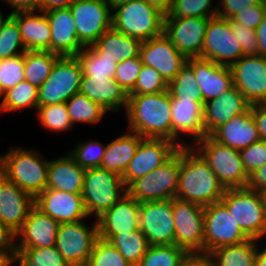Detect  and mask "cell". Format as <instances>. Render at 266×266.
<instances>
[{"label": "cell", "mask_w": 266, "mask_h": 266, "mask_svg": "<svg viewBox=\"0 0 266 266\" xmlns=\"http://www.w3.org/2000/svg\"><path fill=\"white\" fill-rule=\"evenodd\" d=\"M220 202L250 239L266 236V212L260 192L248 187L228 188Z\"/></svg>", "instance_id": "5b68a950"}, {"label": "cell", "mask_w": 266, "mask_h": 266, "mask_svg": "<svg viewBox=\"0 0 266 266\" xmlns=\"http://www.w3.org/2000/svg\"><path fill=\"white\" fill-rule=\"evenodd\" d=\"M34 198L0 173V222L14 236L23 226Z\"/></svg>", "instance_id": "ffe728a7"}, {"label": "cell", "mask_w": 266, "mask_h": 266, "mask_svg": "<svg viewBox=\"0 0 266 266\" xmlns=\"http://www.w3.org/2000/svg\"><path fill=\"white\" fill-rule=\"evenodd\" d=\"M132 266H137L150 246L140 229L130 233L115 234L109 240Z\"/></svg>", "instance_id": "d590c367"}, {"label": "cell", "mask_w": 266, "mask_h": 266, "mask_svg": "<svg viewBox=\"0 0 266 266\" xmlns=\"http://www.w3.org/2000/svg\"><path fill=\"white\" fill-rule=\"evenodd\" d=\"M182 266H215L208 255L193 254L190 255Z\"/></svg>", "instance_id": "6125c7cd"}, {"label": "cell", "mask_w": 266, "mask_h": 266, "mask_svg": "<svg viewBox=\"0 0 266 266\" xmlns=\"http://www.w3.org/2000/svg\"><path fill=\"white\" fill-rule=\"evenodd\" d=\"M210 137L217 143L238 151L260 140L251 109L221 125Z\"/></svg>", "instance_id": "f1b7e54d"}, {"label": "cell", "mask_w": 266, "mask_h": 266, "mask_svg": "<svg viewBox=\"0 0 266 266\" xmlns=\"http://www.w3.org/2000/svg\"><path fill=\"white\" fill-rule=\"evenodd\" d=\"M4 94H5V92L1 89V87H0V98H2V101H1V103H0V111L1 112H3V108H4Z\"/></svg>", "instance_id": "2644e50d"}, {"label": "cell", "mask_w": 266, "mask_h": 266, "mask_svg": "<svg viewBox=\"0 0 266 266\" xmlns=\"http://www.w3.org/2000/svg\"><path fill=\"white\" fill-rule=\"evenodd\" d=\"M66 107L73 125L76 122L95 124L99 122L107 112L100 104L93 102L81 92L73 95L66 102Z\"/></svg>", "instance_id": "74e56055"}, {"label": "cell", "mask_w": 266, "mask_h": 266, "mask_svg": "<svg viewBox=\"0 0 266 266\" xmlns=\"http://www.w3.org/2000/svg\"><path fill=\"white\" fill-rule=\"evenodd\" d=\"M186 63L194 71L204 103L217 98L233 86V75L230 66L220 65L200 57L187 58Z\"/></svg>", "instance_id": "cb8c5ba5"}, {"label": "cell", "mask_w": 266, "mask_h": 266, "mask_svg": "<svg viewBox=\"0 0 266 266\" xmlns=\"http://www.w3.org/2000/svg\"><path fill=\"white\" fill-rule=\"evenodd\" d=\"M229 20L231 22L233 34L241 45L244 56H257L258 44L255 30L234 22L232 19Z\"/></svg>", "instance_id": "f5cc1de1"}, {"label": "cell", "mask_w": 266, "mask_h": 266, "mask_svg": "<svg viewBox=\"0 0 266 266\" xmlns=\"http://www.w3.org/2000/svg\"><path fill=\"white\" fill-rule=\"evenodd\" d=\"M171 112L172 142H176L179 147L186 146L177 142V138L182 133L192 135L191 139L194 144L196 141L206 137L203 122L204 106L200 102L187 99L177 100L171 96Z\"/></svg>", "instance_id": "4316f807"}, {"label": "cell", "mask_w": 266, "mask_h": 266, "mask_svg": "<svg viewBox=\"0 0 266 266\" xmlns=\"http://www.w3.org/2000/svg\"><path fill=\"white\" fill-rule=\"evenodd\" d=\"M109 5L111 6V9H113L116 6H120L122 4H126L135 0H107Z\"/></svg>", "instance_id": "89a4df30"}, {"label": "cell", "mask_w": 266, "mask_h": 266, "mask_svg": "<svg viewBox=\"0 0 266 266\" xmlns=\"http://www.w3.org/2000/svg\"><path fill=\"white\" fill-rule=\"evenodd\" d=\"M11 14L16 20L27 51H51V28L45 12Z\"/></svg>", "instance_id": "f546056e"}, {"label": "cell", "mask_w": 266, "mask_h": 266, "mask_svg": "<svg viewBox=\"0 0 266 266\" xmlns=\"http://www.w3.org/2000/svg\"><path fill=\"white\" fill-rule=\"evenodd\" d=\"M74 2L75 0H39V12L69 8Z\"/></svg>", "instance_id": "91938a15"}, {"label": "cell", "mask_w": 266, "mask_h": 266, "mask_svg": "<svg viewBox=\"0 0 266 266\" xmlns=\"http://www.w3.org/2000/svg\"><path fill=\"white\" fill-rule=\"evenodd\" d=\"M48 164L37 151L22 147L0 155V173L34 199L47 187Z\"/></svg>", "instance_id": "3957f363"}, {"label": "cell", "mask_w": 266, "mask_h": 266, "mask_svg": "<svg viewBox=\"0 0 266 266\" xmlns=\"http://www.w3.org/2000/svg\"><path fill=\"white\" fill-rule=\"evenodd\" d=\"M24 54L0 59V87L6 92L25 80Z\"/></svg>", "instance_id": "681fc988"}, {"label": "cell", "mask_w": 266, "mask_h": 266, "mask_svg": "<svg viewBox=\"0 0 266 266\" xmlns=\"http://www.w3.org/2000/svg\"><path fill=\"white\" fill-rule=\"evenodd\" d=\"M213 0H174L170 12L164 17H202L217 16V7L211 10Z\"/></svg>", "instance_id": "f6af8a7d"}, {"label": "cell", "mask_w": 266, "mask_h": 266, "mask_svg": "<svg viewBox=\"0 0 266 266\" xmlns=\"http://www.w3.org/2000/svg\"><path fill=\"white\" fill-rule=\"evenodd\" d=\"M246 187L257 192L266 190V164L249 175Z\"/></svg>", "instance_id": "6f0895ef"}, {"label": "cell", "mask_w": 266, "mask_h": 266, "mask_svg": "<svg viewBox=\"0 0 266 266\" xmlns=\"http://www.w3.org/2000/svg\"><path fill=\"white\" fill-rule=\"evenodd\" d=\"M195 143L198 147H192L207 162L225 189L247 186L249 176L238 150L217 143L210 136Z\"/></svg>", "instance_id": "ba28073f"}, {"label": "cell", "mask_w": 266, "mask_h": 266, "mask_svg": "<svg viewBox=\"0 0 266 266\" xmlns=\"http://www.w3.org/2000/svg\"><path fill=\"white\" fill-rule=\"evenodd\" d=\"M141 41L132 38L113 27L104 32L99 39L89 47L99 56L115 59V62L138 57Z\"/></svg>", "instance_id": "1f68e13d"}, {"label": "cell", "mask_w": 266, "mask_h": 266, "mask_svg": "<svg viewBox=\"0 0 266 266\" xmlns=\"http://www.w3.org/2000/svg\"><path fill=\"white\" fill-rule=\"evenodd\" d=\"M4 19H5V18L3 17V14H2L1 11H0V25H1V23L3 22Z\"/></svg>", "instance_id": "753ad0ef"}, {"label": "cell", "mask_w": 266, "mask_h": 266, "mask_svg": "<svg viewBox=\"0 0 266 266\" xmlns=\"http://www.w3.org/2000/svg\"><path fill=\"white\" fill-rule=\"evenodd\" d=\"M168 90V83L154 68L144 65L137 77L134 89L128 95L156 94Z\"/></svg>", "instance_id": "c3c4849f"}, {"label": "cell", "mask_w": 266, "mask_h": 266, "mask_svg": "<svg viewBox=\"0 0 266 266\" xmlns=\"http://www.w3.org/2000/svg\"><path fill=\"white\" fill-rule=\"evenodd\" d=\"M140 203L125 194L99 218V238L109 241L115 234L130 233L139 229Z\"/></svg>", "instance_id": "603a6c76"}, {"label": "cell", "mask_w": 266, "mask_h": 266, "mask_svg": "<svg viewBox=\"0 0 266 266\" xmlns=\"http://www.w3.org/2000/svg\"><path fill=\"white\" fill-rule=\"evenodd\" d=\"M172 211L175 227L174 244L185 249L190 255H203L204 207L173 198Z\"/></svg>", "instance_id": "8fae6325"}, {"label": "cell", "mask_w": 266, "mask_h": 266, "mask_svg": "<svg viewBox=\"0 0 266 266\" xmlns=\"http://www.w3.org/2000/svg\"><path fill=\"white\" fill-rule=\"evenodd\" d=\"M248 176L266 164V141L259 140L239 151Z\"/></svg>", "instance_id": "816d5d0a"}, {"label": "cell", "mask_w": 266, "mask_h": 266, "mask_svg": "<svg viewBox=\"0 0 266 266\" xmlns=\"http://www.w3.org/2000/svg\"><path fill=\"white\" fill-rule=\"evenodd\" d=\"M3 106V112H11L24 108L37 110L38 88L25 80L18 83L15 87L5 92Z\"/></svg>", "instance_id": "b9f144b4"}, {"label": "cell", "mask_w": 266, "mask_h": 266, "mask_svg": "<svg viewBox=\"0 0 266 266\" xmlns=\"http://www.w3.org/2000/svg\"><path fill=\"white\" fill-rule=\"evenodd\" d=\"M139 229L149 245L174 244L172 199L140 203Z\"/></svg>", "instance_id": "2e32d148"}, {"label": "cell", "mask_w": 266, "mask_h": 266, "mask_svg": "<svg viewBox=\"0 0 266 266\" xmlns=\"http://www.w3.org/2000/svg\"><path fill=\"white\" fill-rule=\"evenodd\" d=\"M59 57L51 51H26L24 53L25 81L39 88L50 75L53 64Z\"/></svg>", "instance_id": "e575fe53"}, {"label": "cell", "mask_w": 266, "mask_h": 266, "mask_svg": "<svg viewBox=\"0 0 266 266\" xmlns=\"http://www.w3.org/2000/svg\"><path fill=\"white\" fill-rule=\"evenodd\" d=\"M69 8L83 46L92 45L112 27V9L107 0H75Z\"/></svg>", "instance_id": "5bb4252c"}, {"label": "cell", "mask_w": 266, "mask_h": 266, "mask_svg": "<svg viewBox=\"0 0 266 266\" xmlns=\"http://www.w3.org/2000/svg\"><path fill=\"white\" fill-rule=\"evenodd\" d=\"M14 246H0V266H11Z\"/></svg>", "instance_id": "03108f58"}, {"label": "cell", "mask_w": 266, "mask_h": 266, "mask_svg": "<svg viewBox=\"0 0 266 266\" xmlns=\"http://www.w3.org/2000/svg\"><path fill=\"white\" fill-rule=\"evenodd\" d=\"M98 238L97 221L91 229L82 220L61 223L55 247L70 266H86Z\"/></svg>", "instance_id": "7c38bea8"}, {"label": "cell", "mask_w": 266, "mask_h": 266, "mask_svg": "<svg viewBox=\"0 0 266 266\" xmlns=\"http://www.w3.org/2000/svg\"><path fill=\"white\" fill-rule=\"evenodd\" d=\"M195 78L193 69L186 63L174 79L168 83L170 95L177 100H195L204 106L201 92Z\"/></svg>", "instance_id": "60d3db41"}, {"label": "cell", "mask_w": 266, "mask_h": 266, "mask_svg": "<svg viewBox=\"0 0 266 266\" xmlns=\"http://www.w3.org/2000/svg\"><path fill=\"white\" fill-rule=\"evenodd\" d=\"M143 137L129 131L106 145L101 168L122 176Z\"/></svg>", "instance_id": "d6a6232c"}, {"label": "cell", "mask_w": 266, "mask_h": 266, "mask_svg": "<svg viewBox=\"0 0 266 266\" xmlns=\"http://www.w3.org/2000/svg\"><path fill=\"white\" fill-rule=\"evenodd\" d=\"M189 256L175 244L150 245L137 266H182Z\"/></svg>", "instance_id": "8d00e7d4"}, {"label": "cell", "mask_w": 266, "mask_h": 266, "mask_svg": "<svg viewBox=\"0 0 266 266\" xmlns=\"http://www.w3.org/2000/svg\"><path fill=\"white\" fill-rule=\"evenodd\" d=\"M30 265L33 266H70L55 246L41 248H14Z\"/></svg>", "instance_id": "7dc6e473"}, {"label": "cell", "mask_w": 266, "mask_h": 266, "mask_svg": "<svg viewBox=\"0 0 266 266\" xmlns=\"http://www.w3.org/2000/svg\"><path fill=\"white\" fill-rule=\"evenodd\" d=\"M37 112L41 125L48 130L66 131L73 126L66 103L38 106Z\"/></svg>", "instance_id": "7bdbcfd3"}, {"label": "cell", "mask_w": 266, "mask_h": 266, "mask_svg": "<svg viewBox=\"0 0 266 266\" xmlns=\"http://www.w3.org/2000/svg\"><path fill=\"white\" fill-rule=\"evenodd\" d=\"M258 239L222 246L213 250L208 256L215 266H254Z\"/></svg>", "instance_id": "836d02e7"}, {"label": "cell", "mask_w": 266, "mask_h": 266, "mask_svg": "<svg viewBox=\"0 0 266 266\" xmlns=\"http://www.w3.org/2000/svg\"><path fill=\"white\" fill-rule=\"evenodd\" d=\"M265 15L266 0H261L257 5L241 10L231 19L249 29L255 30L260 25Z\"/></svg>", "instance_id": "db71d44e"}, {"label": "cell", "mask_w": 266, "mask_h": 266, "mask_svg": "<svg viewBox=\"0 0 266 266\" xmlns=\"http://www.w3.org/2000/svg\"><path fill=\"white\" fill-rule=\"evenodd\" d=\"M142 66L143 63L139 56L119 61L117 63L114 79L121 85L127 94L134 89Z\"/></svg>", "instance_id": "f907efd6"}, {"label": "cell", "mask_w": 266, "mask_h": 266, "mask_svg": "<svg viewBox=\"0 0 266 266\" xmlns=\"http://www.w3.org/2000/svg\"><path fill=\"white\" fill-rule=\"evenodd\" d=\"M139 57L144 65L158 71L167 83L174 79L187 62V58L164 33L141 42Z\"/></svg>", "instance_id": "ac0fdd59"}, {"label": "cell", "mask_w": 266, "mask_h": 266, "mask_svg": "<svg viewBox=\"0 0 266 266\" xmlns=\"http://www.w3.org/2000/svg\"><path fill=\"white\" fill-rule=\"evenodd\" d=\"M18 263V266H33L30 265L19 253L13 252L12 258H11V264Z\"/></svg>", "instance_id": "a7ac6f4b"}, {"label": "cell", "mask_w": 266, "mask_h": 266, "mask_svg": "<svg viewBox=\"0 0 266 266\" xmlns=\"http://www.w3.org/2000/svg\"><path fill=\"white\" fill-rule=\"evenodd\" d=\"M230 68L233 85L251 105L266 103V56H242Z\"/></svg>", "instance_id": "d6986e66"}, {"label": "cell", "mask_w": 266, "mask_h": 266, "mask_svg": "<svg viewBox=\"0 0 266 266\" xmlns=\"http://www.w3.org/2000/svg\"><path fill=\"white\" fill-rule=\"evenodd\" d=\"M86 170L67 154L49 161L47 187L74 194H81Z\"/></svg>", "instance_id": "4dcf8cb0"}, {"label": "cell", "mask_w": 266, "mask_h": 266, "mask_svg": "<svg viewBox=\"0 0 266 266\" xmlns=\"http://www.w3.org/2000/svg\"><path fill=\"white\" fill-rule=\"evenodd\" d=\"M14 236L9 230L0 222V246H14Z\"/></svg>", "instance_id": "e7e4bbea"}, {"label": "cell", "mask_w": 266, "mask_h": 266, "mask_svg": "<svg viewBox=\"0 0 266 266\" xmlns=\"http://www.w3.org/2000/svg\"><path fill=\"white\" fill-rule=\"evenodd\" d=\"M26 51L17 20L9 14L0 25V59L15 57Z\"/></svg>", "instance_id": "f35d334b"}, {"label": "cell", "mask_w": 266, "mask_h": 266, "mask_svg": "<svg viewBox=\"0 0 266 266\" xmlns=\"http://www.w3.org/2000/svg\"><path fill=\"white\" fill-rule=\"evenodd\" d=\"M251 115L256 123L260 140L266 141V103H258L250 106Z\"/></svg>", "instance_id": "9f6ffc18"}, {"label": "cell", "mask_w": 266, "mask_h": 266, "mask_svg": "<svg viewBox=\"0 0 266 266\" xmlns=\"http://www.w3.org/2000/svg\"><path fill=\"white\" fill-rule=\"evenodd\" d=\"M51 28V52L63 56H76L84 46L77 37V27L70 8L45 12Z\"/></svg>", "instance_id": "484cf974"}, {"label": "cell", "mask_w": 266, "mask_h": 266, "mask_svg": "<svg viewBox=\"0 0 266 266\" xmlns=\"http://www.w3.org/2000/svg\"><path fill=\"white\" fill-rule=\"evenodd\" d=\"M126 190L122 177L117 173L101 167L86 169L81 196L87 215L95 213L99 218L127 194Z\"/></svg>", "instance_id": "52a82bcc"}, {"label": "cell", "mask_w": 266, "mask_h": 266, "mask_svg": "<svg viewBox=\"0 0 266 266\" xmlns=\"http://www.w3.org/2000/svg\"><path fill=\"white\" fill-rule=\"evenodd\" d=\"M80 92L100 104L106 111L127 108L128 94L114 78L89 77L82 74Z\"/></svg>", "instance_id": "83f0119b"}, {"label": "cell", "mask_w": 266, "mask_h": 266, "mask_svg": "<svg viewBox=\"0 0 266 266\" xmlns=\"http://www.w3.org/2000/svg\"><path fill=\"white\" fill-rule=\"evenodd\" d=\"M250 106L242 92L234 85L217 98L205 102L203 122L206 136H210L232 118L246 113Z\"/></svg>", "instance_id": "7402d4cb"}, {"label": "cell", "mask_w": 266, "mask_h": 266, "mask_svg": "<svg viewBox=\"0 0 266 266\" xmlns=\"http://www.w3.org/2000/svg\"><path fill=\"white\" fill-rule=\"evenodd\" d=\"M129 131L143 138L172 141L171 95L168 90L146 95H129L126 108Z\"/></svg>", "instance_id": "7a4b0ae2"}, {"label": "cell", "mask_w": 266, "mask_h": 266, "mask_svg": "<svg viewBox=\"0 0 266 266\" xmlns=\"http://www.w3.org/2000/svg\"><path fill=\"white\" fill-rule=\"evenodd\" d=\"M257 36V54L261 56H266V15L260 23V25L255 29Z\"/></svg>", "instance_id": "94428289"}, {"label": "cell", "mask_w": 266, "mask_h": 266, "mask_svg": "<svg viewBox=\"0 0 266 266\" xmlns=\"http://www.w3.org/2000/svg\"><path fill=\"white\" fill-rule=\"evenodd\" d=\"M60 223L44 214L35 205L30 209L22 228L14 235L20 238L14 242V248L52 247L56 244V235Z\"/></svg>", "instance_id": "d4e9b609"}, {"label": "cell", "mask_w": 266, "mask_h": 266, "mask_svg": "<svg viewBox=\"0 0 266 266\" xmlns=\"http://www.w3.org/2000/svg\"><path fill=\"white\" fill-rule=\"evenodd\" d=\"M86 266H132L110 242L98 238Z\"/></svg>", "instance_id": "ee69618b"}, {"label": "cell", "mask_w": 266, "mask_h": 266, "mask_svg": "<svg viewBox=\"0 0 266 266\" xmlns=\"http://www.w3.org/2000/svg\"><path fill=\"white\" fill-rule=\"evenodd\" d=\"M34 203L60 224L88 219L81 194L46 188L34 199Z\"/></svg>", "instance_id": "44dd1931"}, {"label": "cell", "mask_w": 266, "mask_h": 266, "mask_svg": "<svg viewBox=\"0 0 266 266\" xmlns=\"http://www.w3.org/2000/svg\"><path fill=\"white\" fill-rule=\"evenodd\" d=\"M179 149L176 142L166 139L143 138L134 157L121 176L126 188L136 179L145 176L167 162Z\"/></svg>", "instance_id": "9a60e30c"}, {"label": "cell", "mask_w": 266, "mask_h": 266, "mask_svg": "<svg viewBox=\"0 0 266 266\" xmlns=\"http://www.w3.org/2000/svg\"><path fill=\"white\" fill-rule=\"evenodd\" d=\"M82 67L76 56L59 57L50 75L38 88V106L66 103L80 92Z\"/></svg>", "instance_id": "9c48e42d"}, {"label": "cell", "mask_w": 266, "mask_h": 266, "mask_svg": "<svg viewBox=\"0 0 266 266\" xmlns=\"http://www.w3.org/2000/svg\"><path fill=\"white\" fill-rule=\"evenodd\" d=\"M77 146L68 154L83 169L99 168L103 160L106 145L99 141L77 143Z\"/></svg>", "instance_id": "bcb514c9"}, {"label": "cell", "mask_w": 266, "mask_h": 266, "mask_svg": "<svg viewBox=\"0 0 266 266\" xmlns=\"http://www.w3.org/2000/svg\"><path fill=\"white\" fill-rule=\"evenodd\" d=\"M180 166L181 147L163 165L134 180L126 193L139 203L176 198Z\"/></svg>", "instance_id": "8992f818"}, {"label": "cell", "mask_w": 266, "mask_h": 266, "mask_svg": "<svg viewBox=\"0 0 266 266\" xmlns=\"http://www.w3.org/2000/svg\"><path fill=\"white\" fill-rule=\"evenodd\" d=\"M209 18L164 17L163 33L186 58L200 57Z\"/></svg>", "instance_id": "e0dca14e"}, {"label": "cell", "mask_w": 266, "mask_h": 266, "mask_svg": "<svg viewBox=\"0 0 266 266\" xmlns=\"http://www.w3.org/2000/svg\"><path fill=\"white\" fill-rule=\"evenodd\" d=\"M242 56L244 54L233 34L230 20L218 16L209 18L200 58L231 66Z\"/></svg>", "instance_id": "4fadbf2b"}, {"label": "cell", "mask_w": 266, "mask_h": 266, "mask_svg": "<svg viewBox=\"0 0 266 266\" xmlns=\"http://www.w3.org/2000/svg\"><path fill=\"white\" fill-rule=\"evenodd\" d=\"M225 190L214 171L192 145L182 146L176 198L205 207L219 202Z\"/></svg>", "instance_id": "6da1fadb"}, {"label": "cell", "mask_w": 266, "mask_h": 266, "mask_svg": "<svg viewBox=\"0 0 266 266\" xmlns=\"http://www.w3.org/2000/svg\"><path fill=\"white\" fill-rule=\"evenodd\" d=\"M254 266H266V247L262 251L257 247Z\"/></svg>", "instance_id": "003e7915"}, {"label": "cell", "mask_w": 266, "mask_h": 266, "mask_svg": "<svg viewBox=\"0 0 266 266\" xmlns=\"http://www.w3.org/2000/svg\"><path fill=\"white\" fill-rule=\"evenodd\" d=\"M7 2L13 10L10 14L16 12H27V11H39V0H3Z\"/></svg>", "instance_id": "680465c9"}, {"label": "cell", "mask_w": 266, "mask_h": 266, "mask_svg": "<svg viewBox=\"0 0 266 266\" xmlns=\"http://www.w3.org/2000/svg\"><path fill=\"white\" fill-rule=\"evenodd\" d=\"M249 239L220 201L204 207L203 255H209L216 248L240 244Z\"/></svg>", "instance_id": "30bf717a"}, {"label": "cell", "mask_w": 266, "mask_h": 266, "mask_svg": "<svg viewBox=\"0 0 266 266\" xmlns=\"http://www.w3.org/2000/svg\"><path fill=\"white\" fill-rule=\"evenodd\" d=\"M148 4L154 6L164 15L170 12L174 0H145Z\"/></svg>", "instance_id": "be15d7a7"}, {"label": "cell", "mask_w": 266, "mask_h": 266, "mask_svg": "<svg viewBox=\"0 0 266 266\" xmlns=\"http://www.w3.org/2000/svg\"><path fill=\"white\" fill-rule=\"evenodd\" d=\"M221 3L217 6V16L231 19L235 14L246 8L257 5L261 0H219ZM221 7V8H220Z\"/></svg>", "instance_id": "11a10c76"}, {"label": "cell", "mask_w": 266, "mask_h": 266, "mask_svg": "<svg viewBox=\"0 0 266 266\" xmlns=\"http://www.w3.org/2000/svg\"><path fill=\"white\" fill-rule=\"evenodd\" d=\"M261 193V196H262V199H263V202H264V208H265V212H266V190L260 192Z\"/></svg>", "instance_id": "8c879c8a"}, {"label": "cell", "mask_w": 266, "mask_h": 266, "mask_svg": "<svg viewBox=\"0 0 266 266\" xmlns=\"http://www.w3.org/2000/svg\"><path fill=\"white\" fill-rule=\"evenodd\" d=\"M112 11V27L141 42L163 33L165 15L145 0L122 4Z\"/></svg>", "instance_id": "277c9868"}, {"label": "cell", "mask_w": 266, "mask_h": 266, "mask_svg": "<svg viewBox=\"0 0 266 266\" xmlns=\"http://www.w3.org/2000/svg\"><path fill=\"white\" fill-rule=\"evenodd\" d=\"M76 57L81 64L83 75L114 78L117 66L115 59L99 57L89 46H84Z\"/></svg>", "instance_id": "ab89813d"}]
</instances>
